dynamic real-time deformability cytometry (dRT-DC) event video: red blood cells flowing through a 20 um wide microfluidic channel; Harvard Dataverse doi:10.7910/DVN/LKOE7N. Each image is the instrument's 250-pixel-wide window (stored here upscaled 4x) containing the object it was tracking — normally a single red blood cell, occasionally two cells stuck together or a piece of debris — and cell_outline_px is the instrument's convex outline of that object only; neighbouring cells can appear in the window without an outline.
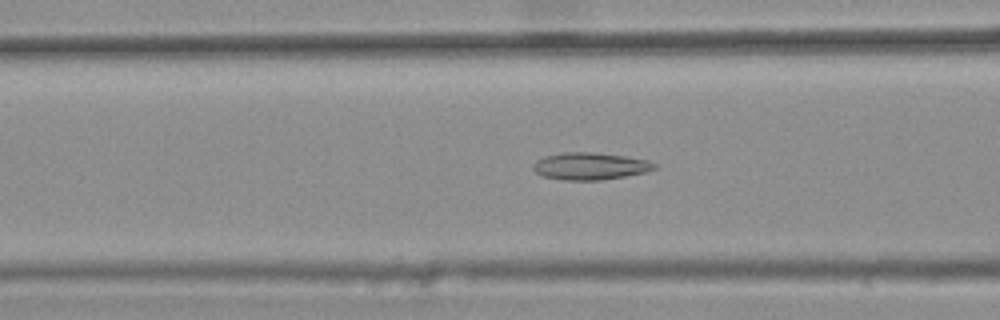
{"species": "common noctule bat (a hibernating species)", "species_latin": "Nyctalus noctula", "temperature_condition": "warm", "stored_images_in_passage": 45, "camera_frame_rate_fps": 3000, "um_per_image_px": 0.085, "animal": {"sex": "female", "body_mass_g": 25.1}, "frame": {"image": 1, "passage_image": 20, "time_ms": 6.333, "image_size_px": [1000, 320], "cell_outline_px": [[656, 168], [644, 172], [624, 176], [600, 180], [564, 180], [544, 176], [536, 172], [532, 168], [532, 164], [536, 160], [544, 156], [564, 152], [592, 152], [624, 156], [648, 160], [656, 164]], "centroid_in_image_um": [50.12, 14.11], "position_along_channel_um": 116.5, "area_um2": 19.07}}
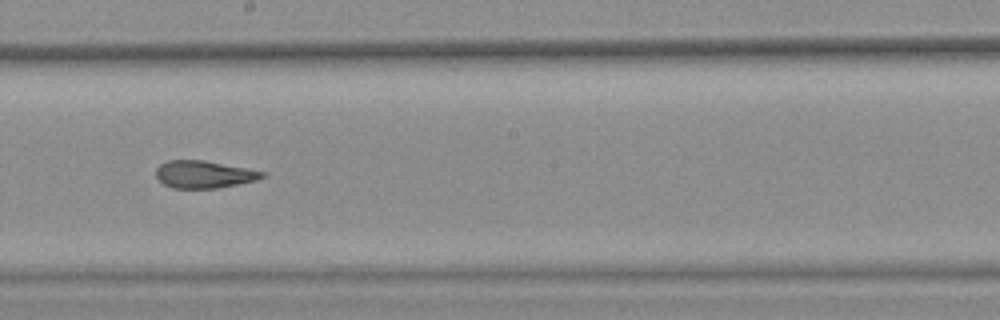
{"frame": {"image": 2, "passage_image": 29, "time_ms": 9.333, "image_size_px": [1000, 320], "cell_outline_px": [[268, 172], [264, 176], [256, 180], [216, 188], [172, 188], [164, 184], [156, 176], [156, 168], [160, 164], [168, 160], [204, 160]], "centroid_in_image_um": [17.33, 14.81], "position_along_channel_um": 230.9, "area_um2": 16.88}}
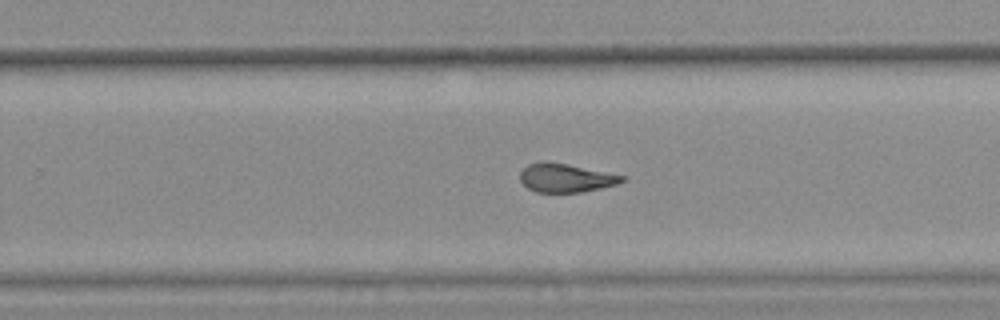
{"frame": {"image": 3, "passage_image": 33, "time_ms": 10.667, "image_size_px": [1000, 320], "cell_outline_px": [[628, 176], [624, 180], [616, 184], [600, 188], [580, 192], [536, 192], [528, 188], [520, 180], [520, 172], [528, 164], [544, 160], [568, 164]], "centroid_in_image_um": [48.08, 15.1], "position_along_channel_um": 281.7, "area_um2": 17.05}, "authors_computed_cell_mechanics": {"area_um2": 18.207, "velocity_mm_per_s": 3.8214, "shape_relaxation_time_tau1_ms": null, "shape_relaxation_time_tau2_ms": 2.3158, "deformation_change_tau1": null, "deformation_change_tau2": 0.1107}}